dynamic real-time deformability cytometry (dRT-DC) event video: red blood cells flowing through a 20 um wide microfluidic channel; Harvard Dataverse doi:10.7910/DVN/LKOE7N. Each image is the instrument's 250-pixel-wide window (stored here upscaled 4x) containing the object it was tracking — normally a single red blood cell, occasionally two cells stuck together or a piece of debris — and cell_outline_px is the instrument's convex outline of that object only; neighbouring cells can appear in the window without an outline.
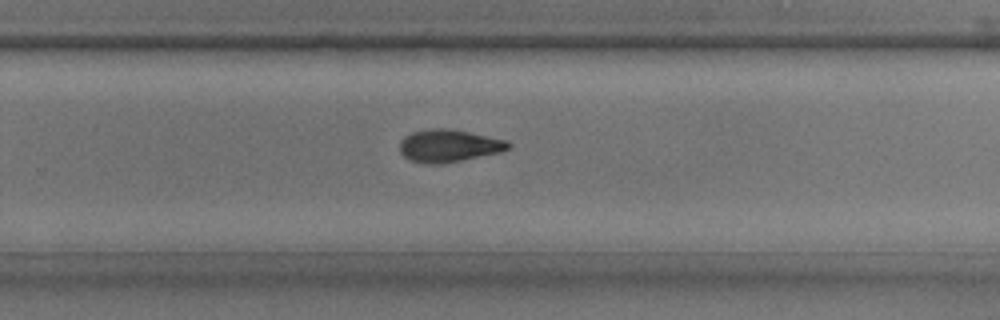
{"species": "common noctule bat (a hibernating species)", "species_latin": "Nyctalus noctula", "temperature_condition": "room temperature", "stored_images_in_passage": 20, "camera_frame_rate_fps": 3000, "um_per_image_px": 0.085, "animal": {"sex": "male", "body_mass_g": 17.9, "forearm_length_mm": 54.2}, "frame": {"image": 1, "passage_image": 14, "time_ms": 4.333, "image_size_px": [1000, 320], "cell_outline_px": [[512, 148], [500, 152], [460, 160], [436, 164], [428, 164], [408, 160], [400, 152], [400, 140], [404, 136], [412, 132], [432, 128], [448, 128], [508, 140], [512, 144]], "centroid_in_image_um": [38.15, 12.38], "position_along_channel_um": 291.7, "area_um2": 20.58}}
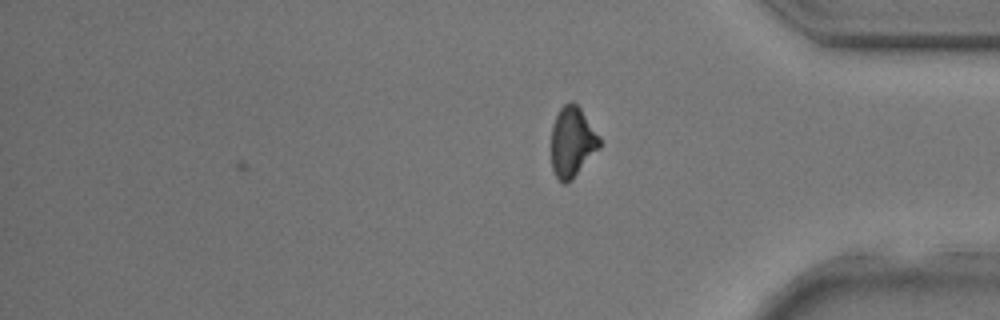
{"frame": {"image": 2, "passage_image": 20, "time_ms": 6.333, "image_size_px": [1000, 320], "cell_outline_px": [[600, 148], [572, 180], [564, 184], [556, 176], [552, 168], [552, 124], [560, 108], [564, 104], [576, 104], [580, 108], [600, 136]], "centroid_in_image_um": [48.65, 12.09], "position_along_channel_um": 386.5, "area_um2": 19.59}}